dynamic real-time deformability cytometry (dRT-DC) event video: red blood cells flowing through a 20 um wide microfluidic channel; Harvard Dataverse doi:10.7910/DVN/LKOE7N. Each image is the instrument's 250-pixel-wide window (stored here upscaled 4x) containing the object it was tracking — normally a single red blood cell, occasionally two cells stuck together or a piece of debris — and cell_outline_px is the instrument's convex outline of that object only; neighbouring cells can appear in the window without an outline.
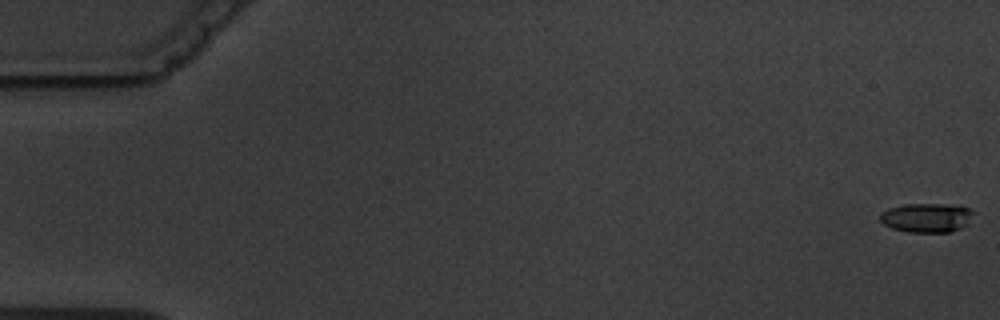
{"species": "common noctule bat (a hibernating species)", "species_latin": "Nyctalus noctula", "temperature_condition": "warm", "stored_images_in_passage": 8, "camera_frame_rate_fps": 3000, "um_per_image_px": 0.085, "animal": {"sex": "male", "body_mass_g": 19.5, "forearm_length_mm": 54.6}, "frame": {"image": 1, "passage_image": 1, "time_ms": 0.0, "image_size_px": [1000, 320], "cell_outline_px": [[976, 212], [968, 224], [960, 228], [948, 232], [908, 232], [892, 228], [884, 224], [880, 220], [880, 212], [888, 208], [904, 204], [960, 204]], "centroid_in_image_um": [78.8, 18.48], "position_along_channel_um": 6.2, "area_um2": 16.18}}
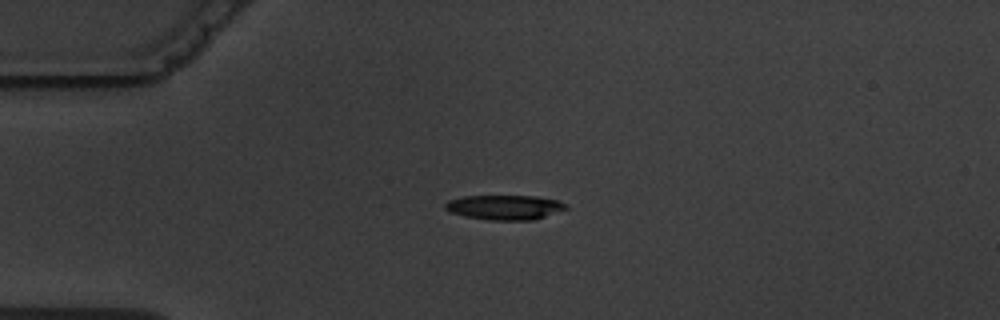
{"frame": {"image": 2, "passage_image": 5, "time_ms": 4.667, "image_size_px": [1000, 320], "cell_outline_px": [[568, 208], [532, 220], [488, 220], [464, 216], [452, 212], [444, 208], [444, 204], [448, 200], [464, 196], [536, 196], [560, 200], [568, 204]], "centroid_in_image_um": [42.91, 17.61], "position_along_channel_um": 42.1, "area_um2": 17.4}}